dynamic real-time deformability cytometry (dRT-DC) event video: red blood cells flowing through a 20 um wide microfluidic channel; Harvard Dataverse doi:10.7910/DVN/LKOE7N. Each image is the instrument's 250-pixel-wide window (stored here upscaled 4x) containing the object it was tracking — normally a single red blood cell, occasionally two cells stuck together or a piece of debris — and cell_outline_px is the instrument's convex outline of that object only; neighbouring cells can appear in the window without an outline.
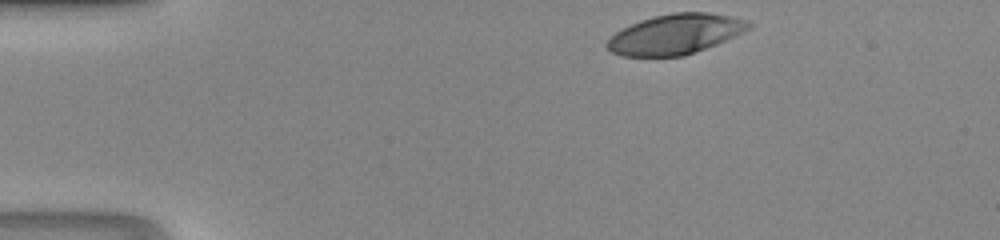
{"species": "human", "species_latin": "Homo sapiens", "temperature_condition": "room temperature", "stored_images_in_passage": 31, "camera_frame_rate_fps": 3000, "um_per_image_px": 0.085, "donor": {"sex": "male"}, "frame": {"image": 1, "passage_image": 1, "time_ms": 0.0, "image_size_px": [1000, 240], "cell_outline_px": [[752, 28], [744, 32], [716, 44], [684, 56], [620, 56], [612, 52], [604, 44], [616, 32], [640, 20], [652, 16], [672, 12], [712, 12], [748, 20], [752, 24]], "centroid_in_image_um": [57.43, 2.89], "position_along_channel_um": 27.6, "area_um2": 33.12}}
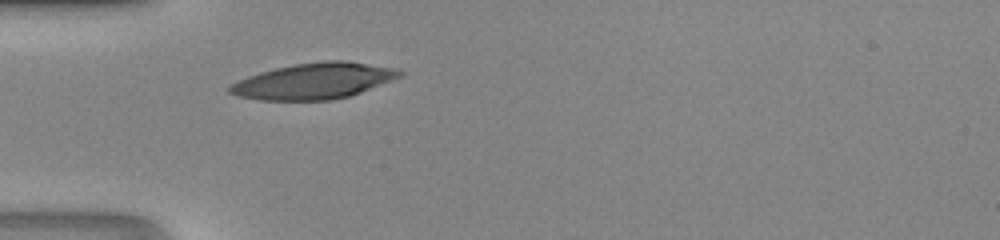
{"frame": {"image": 2, "passage_image": 8, "time_ms": 2.333, "image_size_px": [1000, 240], "cell_outline_px": [[404, 72], [400, 76], [392, 80], [360, 92], [348, 96], [332, 100], [260, 100], [240, 96], [228, 92], [228, 88], [232, 84], [248, 76], [260, 72], [276, 68], [296, 64], [324, 60], [344, 60], [396, 68]], "centroid_in_image_um": [26.69, 6.88], "position_along_channel_um": 58.3, "area_um2": 35.26}}
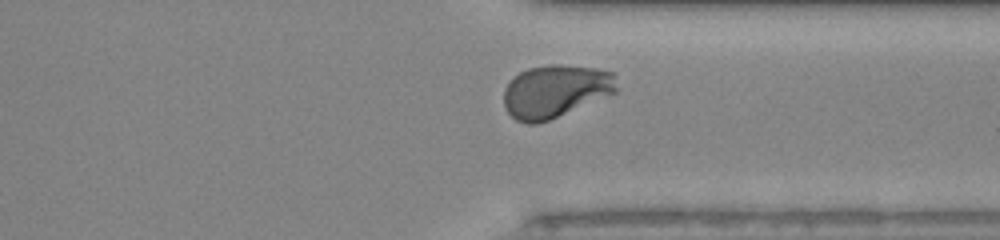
{"frame": {"image": 3, "passage_image": 29, "time_ms": 9.333, "image_size_px": [1000, 240], "cell_outline_px": [[616, 92], [548, 120], [536, 124], [528, 124], [516, 120], [504, 108], [504, 88], [520, 72], [528, 68], [548, 64], [560, 64], [596, 68], [616, 72]], "centroid_in_image_um": [47.21, 7.73], "position_along_channel_um": 364.2, "area_um2": 34.62}}